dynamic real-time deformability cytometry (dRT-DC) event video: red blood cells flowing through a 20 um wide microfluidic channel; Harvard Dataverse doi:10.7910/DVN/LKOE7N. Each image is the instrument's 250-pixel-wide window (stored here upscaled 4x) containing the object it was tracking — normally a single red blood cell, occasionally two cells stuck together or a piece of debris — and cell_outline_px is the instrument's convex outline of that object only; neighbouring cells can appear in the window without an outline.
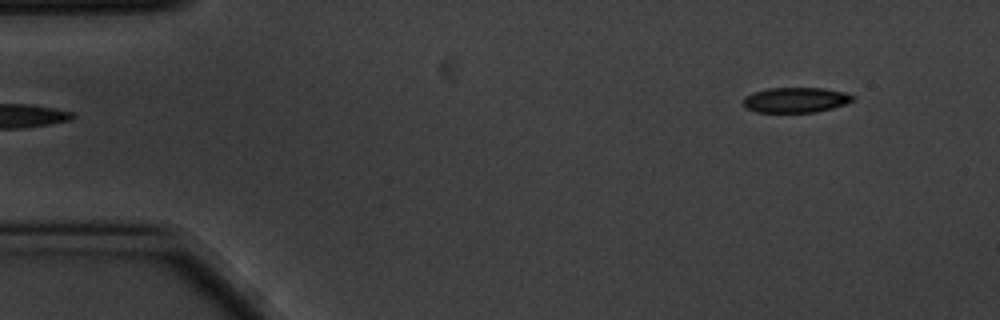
{"species": "common noctule bat (a hibernating species)", "species_latin": "Nyctalus noctula", "temperature_condition": "cold", "stored_images_in_passage": 3, "segment_of_instrument_passage": [2, 2], "camera_frame_rate_fps": 3000, "um_per_image_px": 0.085, "animal": {"sex": "male", "body_mass_g": 20.1, "forearm_length_mm": 53.5}, "frame": {"image": 1, "passage_image": 3, "time_ms": 0.667, "image_size_px": [1000, 320], "cell_outline_px": [[856, 100], [832, 108], [816, 112], [756, 112], [744, 108], [744, 96], [752, 92], [768, 88], [824, 88], [844, 92], [856, 96]], "centroid_in_image_um": [67.63, 8.49], "position_along_channel_um": 17.4, "area_um2": 16.24}}